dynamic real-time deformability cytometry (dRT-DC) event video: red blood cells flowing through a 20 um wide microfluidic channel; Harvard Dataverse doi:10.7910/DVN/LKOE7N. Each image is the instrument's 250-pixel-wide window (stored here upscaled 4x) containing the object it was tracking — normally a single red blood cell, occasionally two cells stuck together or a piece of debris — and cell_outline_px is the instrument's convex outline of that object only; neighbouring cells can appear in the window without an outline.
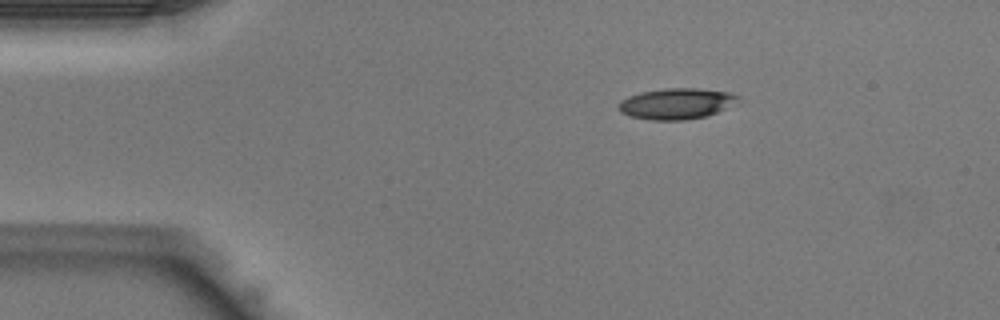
{"species": "Egyptian fruit bat (a non-hibernating species)", "species_latin": "Rousettus aegyptiacus", "temperature_condition": "warm", "stored_images_in_passage": 36, "camera_frame_rate_fps": 3000, "um_per_image_px": 0.085, "animal": {"sex": "male"}, "frame": {"image": 1, "passage_image": 1, "time_ms": 0.0, "image_size_px": [1000, 320], "cell_outline_px": [[740, 104], [708, 116], [684, 120], [652, 120], [632, 116], [620, 112], [616, 108], [616, 104], [620, 100], [628, 96], [640, 92], [664, 88], [696, 88], [728, 92], [740, 96]], "centroid_in_image_um": [57.54, 8.81], "position_along_channel_um": 27.5, "area_um2": 22.08}}
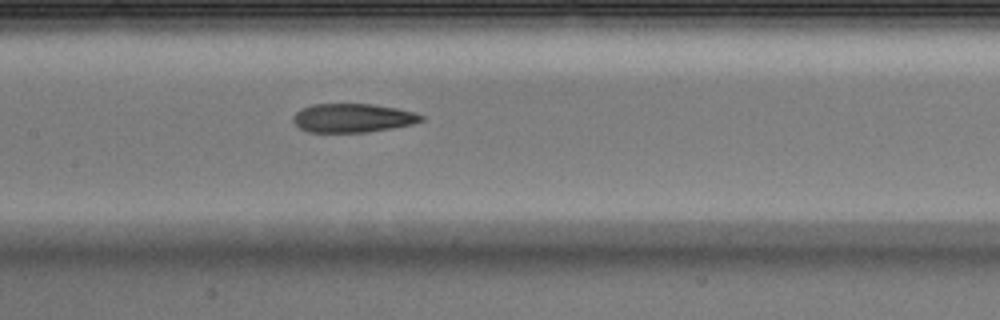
{"frame": {"image": 2, "passage_image": 14, "time_ms": 4.333, "image_size_px": [1000, 320], "cell_outline_px": [[424, 120], [412, 124], [392, 128], [368, 132], [308, 132], [300, 128], [292, 120], [292, 116], [300, 108], [312, 104], [372, 104], [396, 108], [416, 112], [424, 116]], "centroid_in_image_um": [29.97, 10.02], "position_along_channel_um": 177.4, "area_um2": 21.62}}
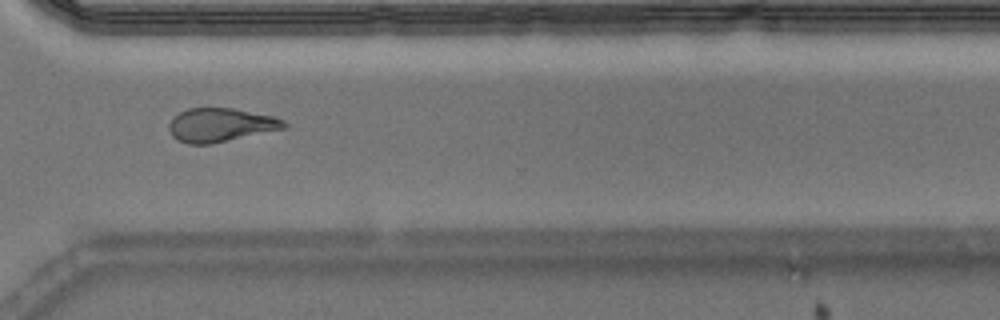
{"frame": {"image": 3, "passage_image": 25, "time_ms": 8.0, "image_size_px": [1000, 320], "cell_outline_px": [[288, 128], [208, 144], [188, 144], [172, 136], [168, 128], [168, 124], [172, 116], [188, 108], [232, 108], [272, 116], [284, 120], [288, 124]], "centroid_in_image_um": [18.74, 10.61], "position_along_channel_um": 351.9, "area_um2": 22.54}}